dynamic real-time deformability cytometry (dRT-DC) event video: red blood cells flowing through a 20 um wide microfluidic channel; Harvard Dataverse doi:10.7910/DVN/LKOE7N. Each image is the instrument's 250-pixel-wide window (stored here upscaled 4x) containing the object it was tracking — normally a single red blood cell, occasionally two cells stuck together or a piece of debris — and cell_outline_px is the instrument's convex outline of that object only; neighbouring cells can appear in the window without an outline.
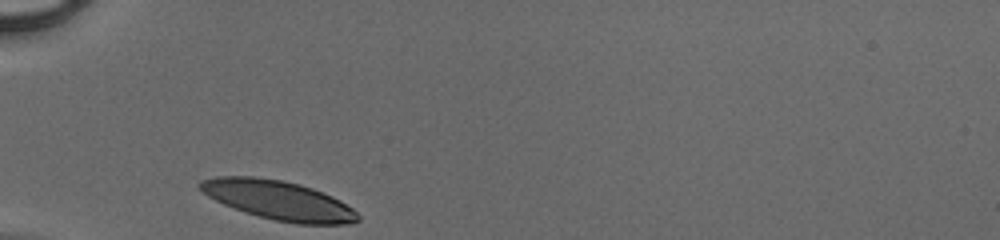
{"species": "human", "species_latin": "Homo sapiens", "temperature_condition": "cold", "stored_images_in_passage": 25, "camera_frame_rate_fps": 3000, "um_per_image_px": 0.085, "donor": {"sex": "male"}, "frame": {"image": 1, "passage_image": 1, "time_ms": 0.0, "image_size_px": [1000, 240], "cell_outline_px": [[360, 220], [348, 224], [296, 224], [276, 220], [244, 212], [224, 204], [208, 196], [196, 184], [200, 180], [216, 176], [252, 176], [280, 180], [300, 184], [312, 188], [332, 196], [352, 208], [360, 216]], "centroid_in_image_um": [23.66, 17.01], "position_along_channel_um": 61.3, "area_um2": 35.84}}
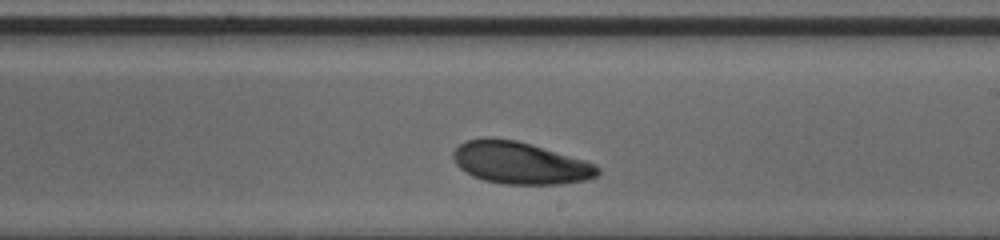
{"frame": {"image": 2, "passage_image": 15, "time_ms": 4.667, "image_size_px": [1000, 240], "cell_outline_px": [[600, 172], [596, 176], [588, 180], [560, 184], [504, 184], [484, 180], [472, 176], [460, 168], [456, 164], [452, 156], [452, 152], [464, 140], [484, 136], [492, 136], [516, 140], [584, 160], [596, 164], [600, 168]], "centroid_in_image_um": [44.17, 13.83], "position_along_channel_um": 244.8, "area_um2": 35.72}}
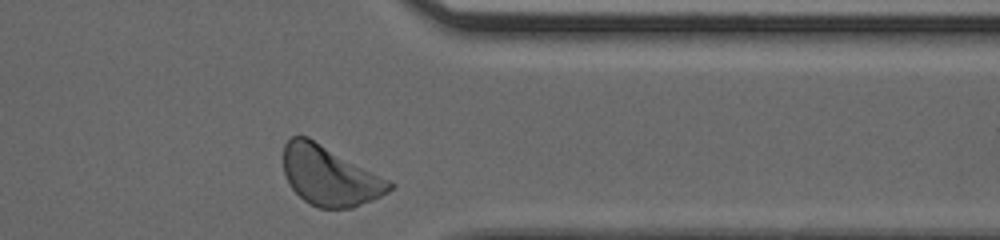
{"frame": {"image": 3, "passage_image": 25, "time_ms": 8.0, "image_size_px": [1000, 240], "cell_outline_px": [[396, 184], [388, 192], [372, 200], [352, 208], [320, 208], [304, 200], [292, 188], [284, 172], [284, 144], [292, 136], [308, 136]], "centroid_in_image_um": [28.02, 14.94], "position_along_channel_um": 383.4, "area_um2": 36.36}}